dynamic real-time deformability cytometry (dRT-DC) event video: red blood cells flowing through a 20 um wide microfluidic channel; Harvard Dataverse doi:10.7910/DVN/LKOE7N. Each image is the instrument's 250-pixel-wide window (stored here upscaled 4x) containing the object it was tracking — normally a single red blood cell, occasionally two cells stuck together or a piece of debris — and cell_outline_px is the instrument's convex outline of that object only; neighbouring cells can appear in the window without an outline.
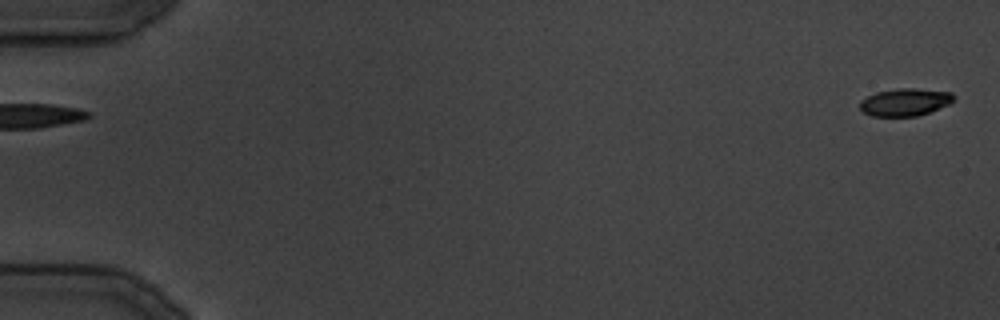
{"species": "common noctule bat (a hibernating species)", "species_latin": "Nyctalus noctula", "temperature_condition": "cold", "stored_images_in_passage": 36, "segment_of_instrument_passage": [1, 2], "camera_frame_rate_fps": 3000, "um_per_image_px": 0.085, "animal": {"sex": "male", "body_mass_g": 19.5, "forearm_length_mm": 54.6}, "frame": {"image": 1, "passage_image": 2, "time_ms": 1.0, "image_size_px": [1000, 320], "cell_outline_px": [[956, 96], [948, 104], [928, 112], [916, 116], [872, 116], [864, 112], [860, 108], [860, 100], [876, 92], [900, 88], [916, 88], [952, 92]], "centroid_in_image_um": [76.92, 8.67], "position_along_channel_um": 8.1, "area_um2": 14.91}}
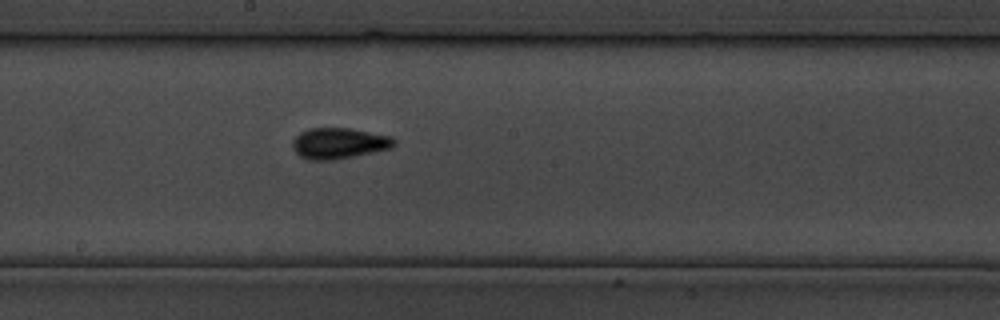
{"frame": {"image": 2, "passage_image": 20, "time_ms": 24.0, "image_size_px": [1000, 320], "cell_outline_px": [[396, 144], [392, 148], [336, 160], [308, 160], [300, 156], [292, 148], [292, 140], [300, 132], [308, 128], [348, 128], [392, 136], [396, 140]], "centroid_in_image_um": [28.81, 12.18], "position_along_channel_um": 219.4, "area_um2": 18.5}}
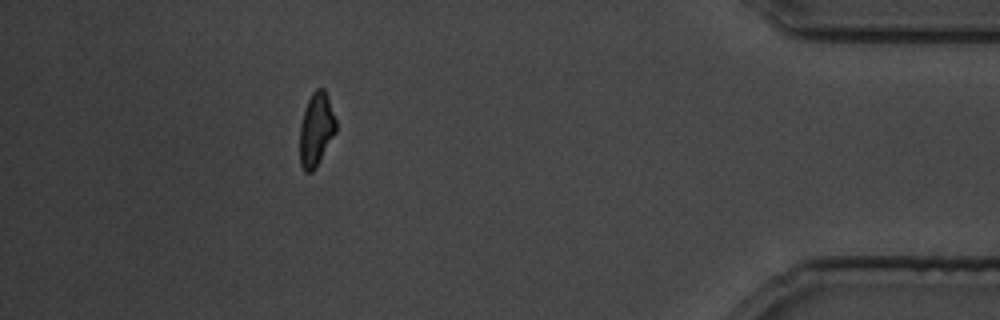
{"frame": {"image": 3, "passage_image": 32, "time_ms": 38.667, "image_size_px": [1000, 320], "cell_outline_px": [[336, 132], [316, 168], [312, 172], [304, 172], [300, 164], [300, 124], [304, 108], [312, 92], [316, 88], [324, 88], [328, 96], [336, 120]], "centroid_in_image_um": [26.87, 11.0], "position_along_channel_um": 408.3, "area_um2": 15.66}}